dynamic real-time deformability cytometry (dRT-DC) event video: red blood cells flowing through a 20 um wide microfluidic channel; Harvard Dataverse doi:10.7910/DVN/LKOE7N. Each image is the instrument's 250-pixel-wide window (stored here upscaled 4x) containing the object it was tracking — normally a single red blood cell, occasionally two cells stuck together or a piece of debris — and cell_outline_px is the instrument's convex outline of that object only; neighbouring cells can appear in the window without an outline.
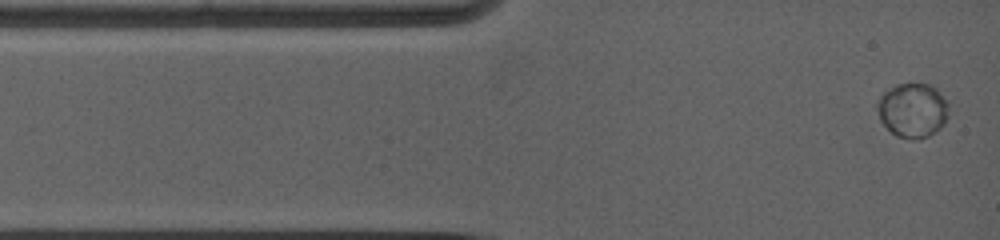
{"species": "common noctule bat (a hibernating species)", "species_latin": "Nyctalus noctula", "temperature_condition": "warm", "stored_images_in_passage": 23, "camera_frame_rate_fps": 5000, "um_per_image_px": 0.085, "animal": {"sex": "female", "body_mass_g": 19.0, "forearm_length_mm": 53.3}, "frame": {"image": 1, "passage_image": 1, "time_ms": 0.0, "image_size_px": [1000, 240], "cell_outline_px": [[944, 120], [932, 132], [924, 136], [900, 136], [892, 132], [884, 124], [880, 116], [880, 100], [896, 84], [928, 84], [944, 100]], "centroid_in_image_um": [77.53, 9.34], "position_along_channel_um": 7.5, "area_um2": 20.17}}
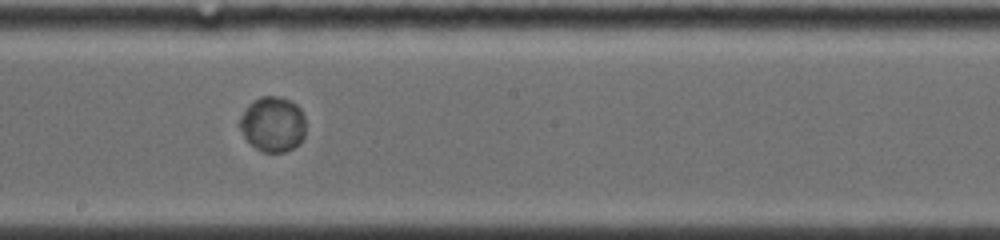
{"frame": {"image": 2, "passage_image": 10, "time_ms": 7.2, "image_size_px": [1000, 240], "cell_outline_px": [[304, 136], [300, 144], [284, 152], [260, 152], [244, 136], [240, 124], [240, 120], [248, 104], [252, 100], [260, 96], [280, 96], [296, 104], [300, 108], [304, 116]], "centroid_in_image_um": [23.21, 10.55], "position_along_channel_um": 225.0, "area_um2": 21.1}}
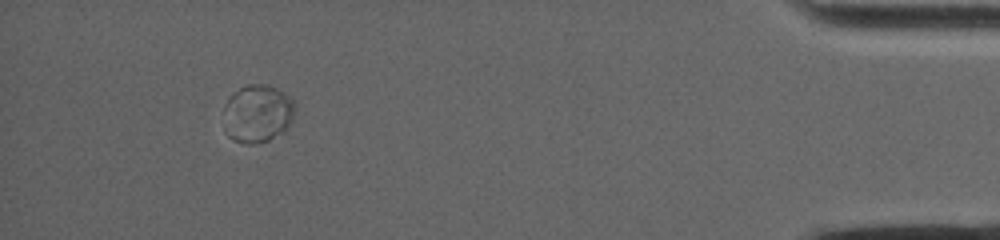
{"frame": {"image": 3, "passage_image": 20, "time_ms": 14.4, "image_size_px": [1000, 240], "cell_outline_px": [[292, 120], [280, 132], [268, 140], [252, 144], [244, 144], [232, 140], [228, 136], [224, 108], [224, 104], [240, 88], [248, 84], [260, 84], [276, 88], [292, 96]], "centroid_in_image_um": [21.87, 9.65], "position_along_channel_um": 413.3, "area_um2": 23.35}}